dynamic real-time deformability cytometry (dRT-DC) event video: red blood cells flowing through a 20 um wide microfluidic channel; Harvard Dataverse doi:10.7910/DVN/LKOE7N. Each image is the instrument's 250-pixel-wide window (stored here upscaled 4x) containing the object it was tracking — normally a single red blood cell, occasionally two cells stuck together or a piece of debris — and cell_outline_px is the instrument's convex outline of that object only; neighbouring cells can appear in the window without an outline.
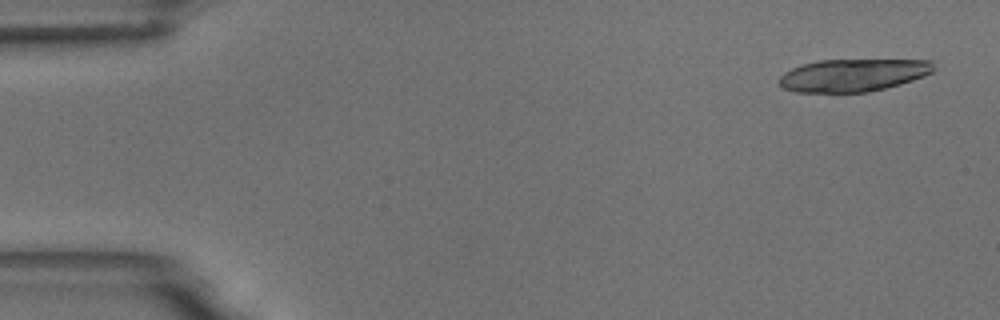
{"species": "common noctule bat (a hibernating species)", "species_latin": "Nyctalus noctula", "temperature_condition": "room temperature", "stored_images_in_passage": 10, "camera_frame_rate_fps": 3000, "um_per_image_px": 0.085, "animal": {"sex": "male", "body_mass_g": 18.8}, "frame": {"image": 1, "passage_image": 1, "time_ms": 0.0, "image_size_px": [1000, 320], "cell_outline_px": [[936, 68], [932, 72], [924, 76], [900, 84], [868, 92], [796, 92], [780, 88], [776, 80], [784, 72], [800, 64], [816, 60], [932, 60]], "centroid_in_image_um": [72.45, 6.38], "position_along_channel_um": 12.5, "area_um2": 29.65}}
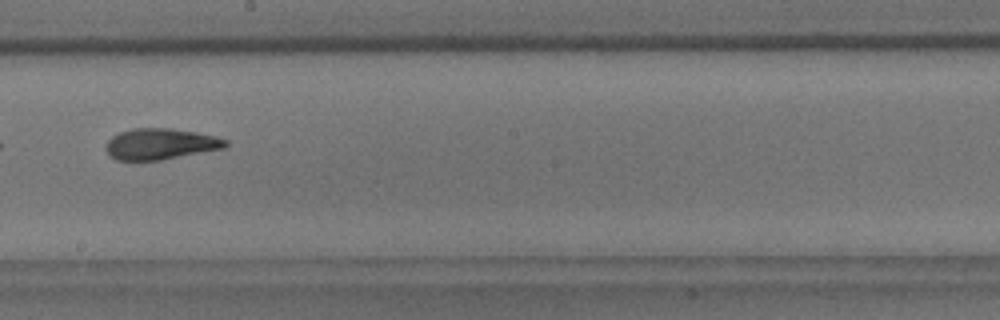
{"frame": {"image": 2, "passage_image": 9, "time_ms": 9.333, "image_size_px": [1000, 320], "cell_outline_px": [[228, 144], [224, 148], [160, 160], [116, 160], [108, 156], [104, 144], [112, 136], [120, 132], [132, 128], [172, 128], [196, 132], [216, 136], [228, 140]], "centroid_in_image_um": [13.61, 12.23], "position_along_channel_um": 234.6, "area_um2": 21.79}}